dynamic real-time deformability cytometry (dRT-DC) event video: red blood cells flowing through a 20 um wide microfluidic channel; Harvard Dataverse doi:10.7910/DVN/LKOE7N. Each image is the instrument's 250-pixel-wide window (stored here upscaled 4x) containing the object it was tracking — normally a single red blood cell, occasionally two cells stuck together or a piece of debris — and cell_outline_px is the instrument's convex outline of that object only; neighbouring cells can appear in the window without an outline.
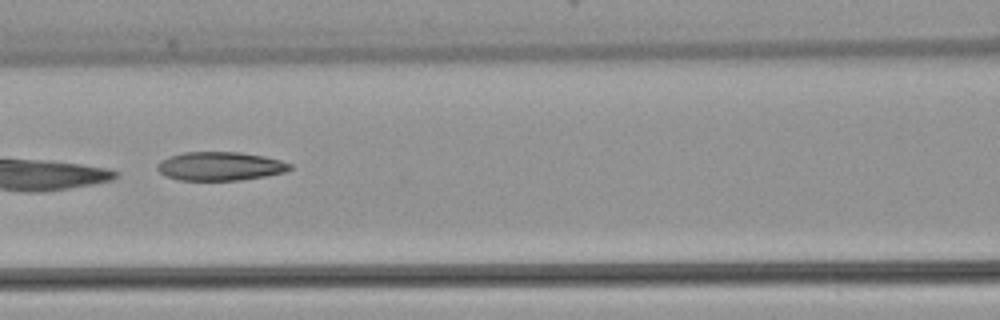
{"species": "common noctule bat (a hibernating species)", "species_latin": "Nyctalus noctula", "temperature_condition": "warm", "stored_images_in_passage": 6, "camera_frame_rate_fps": 3000, "um_per_image_px": 0.085, "animal": {"sex": "female", "body_mass_g": 22.7, "forearm_length_mm": 54.2}, "frame": {"image": 1, "passage_image": 5, "time_ms": 5.667, "image_size_px": [1000, 320], "cell_outline_px": [[292, 168], [284, 172], [264, 176], [240, 180], [180, 180], [168, 176], [160, 172], [156, 168], [156, 164], [160, 160], [168, 156], [184, 152], [240, 152], [264, 156], [280, 160], [292, 164]], "centroid_in_image_um": [18.69, 14.12], "position_along_channel_um": 147.9, "area_um2": 22.14}}
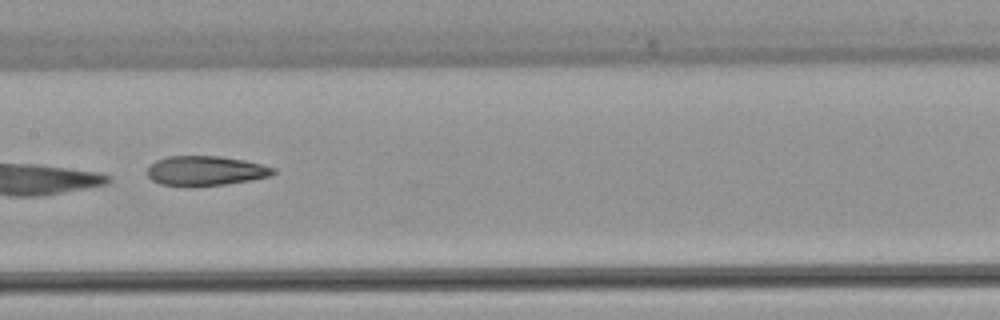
{"frame": {"image": 2, "passage_image": 6, "time_ms": 6.667, "image_size_px": [1000, 320], "cell_outline_px": [[276, 172], [272, 176], [252, 180], [224, 184], [188, 188], [160, 184], [152, 180], [148, 176], [148, 168], [156, 160], [168, 156], [220, 156], [244, 160], [276, 168]], "centroid_in_image_um": [17.47, 14.54], "position_along_channel_um": 189.9, "area_um2": 22.14}}